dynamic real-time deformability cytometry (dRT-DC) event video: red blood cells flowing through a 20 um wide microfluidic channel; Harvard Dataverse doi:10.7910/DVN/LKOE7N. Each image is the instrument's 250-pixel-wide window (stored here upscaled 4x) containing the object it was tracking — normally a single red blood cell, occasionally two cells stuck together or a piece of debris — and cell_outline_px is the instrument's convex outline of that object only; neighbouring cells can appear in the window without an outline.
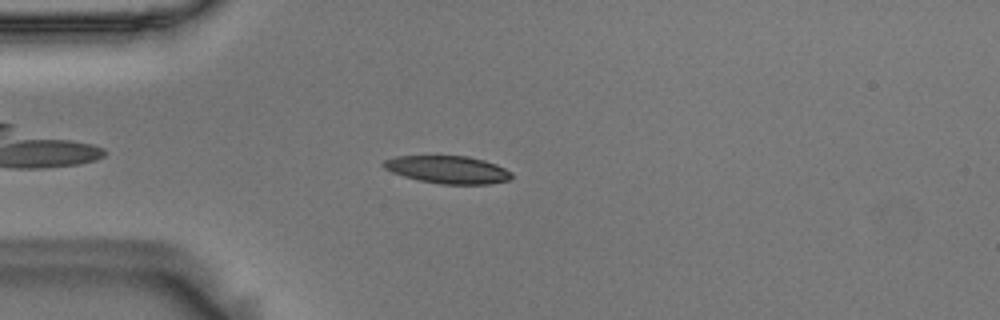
{"species": "Egyptian fruit bat (a non-hibernating species)", "species_latin": "Rousettus aegyptiacus", "temperature_condition": "room temperature", "stored_images_in_passage": 48, "camera_frame_rate_fps": 3000, "um_per_image_px": 0.085, "animal": {"sex": "male"}, "frame": {"image": 1, "passage_image": 7, "time_ms": 2.0, "image_size_px": [1000, 320], "cell_outline_px": [[512, 176], [508, 180], [488, 184], [440, 184], [420, 180], [404, 176], [392, 172], [384, 168], [380, 164], [384, 160], [396, 156], [468, 156], [484, 160], [496, 164], [512, 172]], "centroid_in_image_um": [38.05, 14.41], "position_along_channel_um": 47.0, "area_um2": 20.58}}
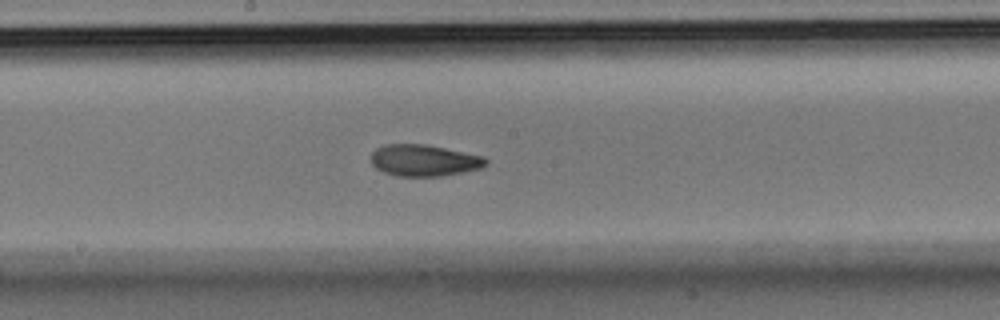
{"frame": {"image": 2, "passage_image": 22, "time_ms": 7.0, "image_size_px": [1000, 320], "cell_outline_px": [[488, 164], [480, 168], [440, 176], [396, 176], [384, 172], [376, 168], [372, 164], [372, 152], [376, 148], [384, 144], [424, 144], [484, 156], [488, 160]], "centroid_in_image_um": [36.03, 13.63], "position_along_channel_um": 212.2, "area_um2": 20.98}}
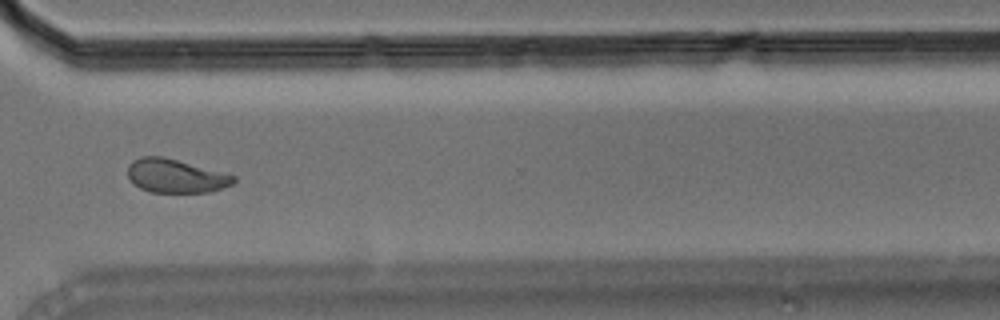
{"frame": {"image": 3, "passage_image": 34, "time_ms": 11.0, "image_size_px": [1000, 320], "cell_outline_px": [[236, 180], [232, 184], [208, 192], [152, 192], [140, 188], [132, 184], [128, 176], [128, 164], [132, 160], [140, 156], [164, 156], [236, 176]], "centroid_in_image_um": [14.88, 14.94], "position_along_channel_um": 355.7, "area_um2": 20.75}, "authors_computed_cell_mechanics": {"area_um2": 21.097, "velocity_mm_per_s": 3.5896, "shape_relaxation_time_tau1_ms": 4.8923, "shape_relaxation_time_tau2_ms": 1.6181, "deformation_change_tau1": 0.1694, "deformation_change_tau2": 0.0715}}